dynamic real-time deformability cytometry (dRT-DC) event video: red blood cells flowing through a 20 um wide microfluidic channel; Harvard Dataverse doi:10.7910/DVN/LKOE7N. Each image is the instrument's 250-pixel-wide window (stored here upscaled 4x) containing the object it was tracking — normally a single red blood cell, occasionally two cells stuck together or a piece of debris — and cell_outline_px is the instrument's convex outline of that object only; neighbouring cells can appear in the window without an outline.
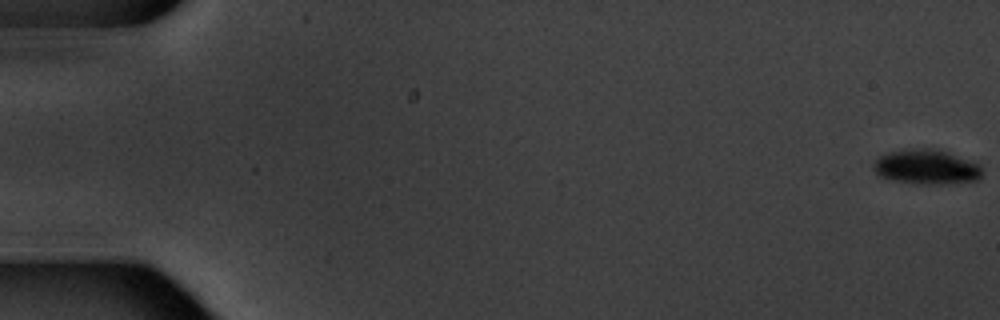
{"species": "common noctule bat (a hibernating species)", "species_latin": "Nyctalus noctula", "temperature_condition": "warm", "stored_images_in_passage": 12, "camera_frame_rate_fps": 3000, "um_per_image_px": 0.085, "animal": {"sex": "male", "body_mass_g": 20.1, "forearm_length_mm": 53.5}, "frame": {"image": 1, "passage_image": 1, "time_ms": 0.0, "image_size_px": [1000, 320], "cell_outline_px": [[980, 180], [948, 184], [916, 184], [892, 180], [880, 176], [876, 172], [872, 164], [880, 156], [888, 152], [912, 148], [936, 148], [976, 160], [980, 164]], "centroid_in_image_um": [78.8, 14.18], "position_along_channel_um": 6.2, "area_um2": 22.48}}
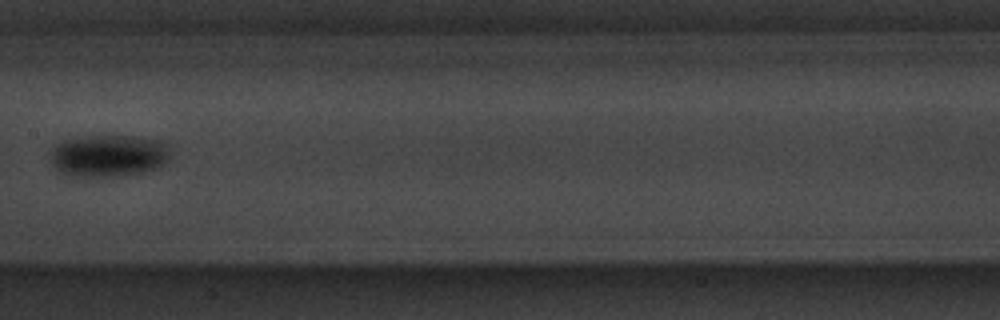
{"frame": {"image": 2, "passage_image": 9, "time_ms": 10.333, "image_size_px": [1000, 320], "cell_outline_px": [[168, 156], [160, 164], [152, 168], [140, 172], [104, 176], [84, 176], [60, 172], [52, 164], [48, 152], [56, 144], [64, 140], [84, 136], [136, 136], [160, 140], [168, 144]], "centroid_in_image_um": [9.15, 13.19], "position_along_channel_um": 198.2, "area_um2": 28.78}}